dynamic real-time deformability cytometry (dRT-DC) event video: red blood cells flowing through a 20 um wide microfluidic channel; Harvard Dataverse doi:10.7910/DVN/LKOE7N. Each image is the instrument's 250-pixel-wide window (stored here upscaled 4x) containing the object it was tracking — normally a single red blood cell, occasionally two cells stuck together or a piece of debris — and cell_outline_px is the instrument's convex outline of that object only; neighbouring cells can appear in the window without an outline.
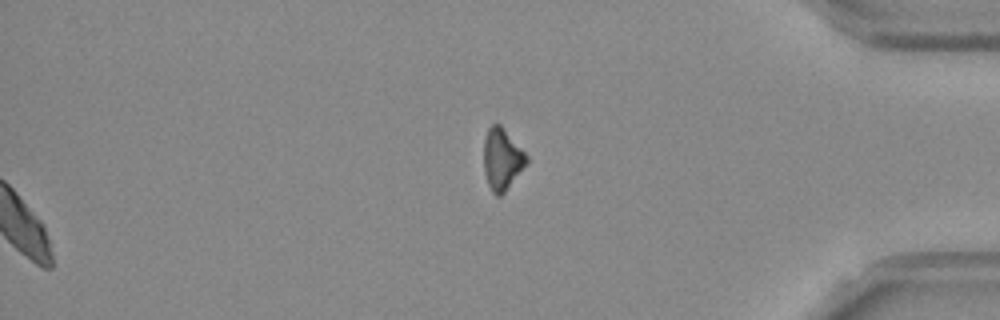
{"species": "Egyptian fruit bat (a non-hibernating species)", "species_latin": "Rousettus aegyptiacus", "temperature_condition": "room temperature", "stored_images_in_passage": 48, "segment_of_instrument_passage": [2, 2], "camera_frame_rate_fps": 3000, "um_per_image_px": 0.085, "frame": {"image": 1, "passage_image": 48, "time_ms": 15.667, "image_size_px": [1000, 320], "cell_outline_px": [[528, 160], [504, 192], [500, 196], [496, 196], [492, 192], [488, 184], [484, 172], [484, 136], [488, 128], [492, 124], [500, 124], [528, 156]], "centroid_in_image_um": [42.64, 13.51], "position_along_channel_um": 392.6, "area_um2": 15.03}}